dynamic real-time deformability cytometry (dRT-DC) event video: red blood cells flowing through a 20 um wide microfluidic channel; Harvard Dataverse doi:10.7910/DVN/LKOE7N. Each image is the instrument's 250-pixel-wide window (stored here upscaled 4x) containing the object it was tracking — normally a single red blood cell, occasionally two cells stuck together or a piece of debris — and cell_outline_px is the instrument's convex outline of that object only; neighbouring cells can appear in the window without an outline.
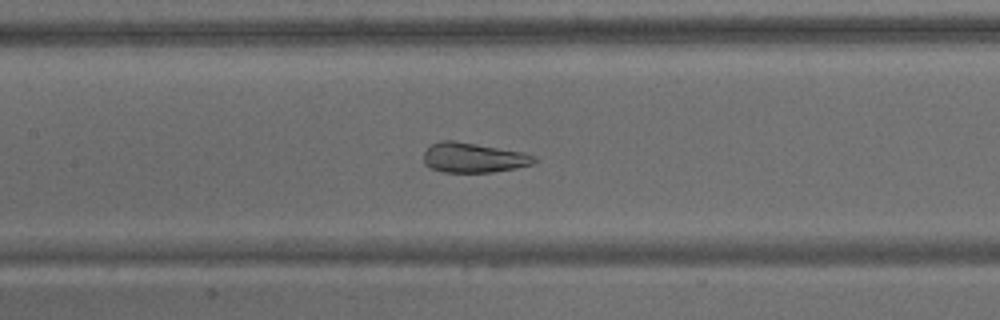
{"species": "common noctule bat (a hibernating species)", "species_latin": "Nyctalus noctula", "temperature_condition": "warm", "stored_images_in_passage": 65, "camera_frame_rate_fps": 3000, "um_per_image_px": 0.085, "animal": {"sex": "male", "body_mass_g": 15.6}, "frame": {"image": 1, "passage_image": 30, "time_ms": 9.667, "image_size_px": [1000, 320], "cell_outline_px": [[540, 160], [536, 164], [516, 168], [492, 172], [444, 172], [432, 168], [424, 164], [424, 152], [432, 144], [440, 140], [452, 140], [524, 152], [536, 156]], "centroid_in_image_um": [40.31, 13.4], "position_along_channel_um": 167.1, "area_um2": 19.36}}
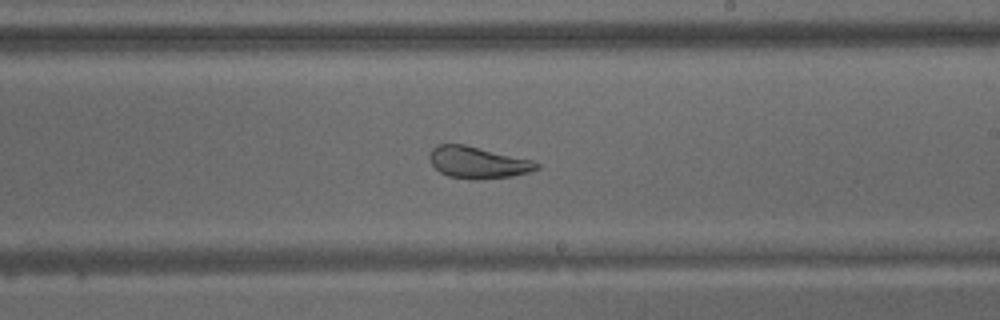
{"frame": {"image": 2, "passage_image": 38, "time_ms": 12.333, "image_size_px": [1000, 320], "cell_outline_px": [[540, 168], [528, 172], [512, 176], [476, 180], [472, 180], [448, 176], [440, 172], [432, 164], [428, 156], [432, 148], [440, 144], [464, 144], [532, 160], [540, 164]], "centroid_in_image_um": [40.6, 13.81], "position_along_channel_um": 248.4, "area_um2": 19.77}}
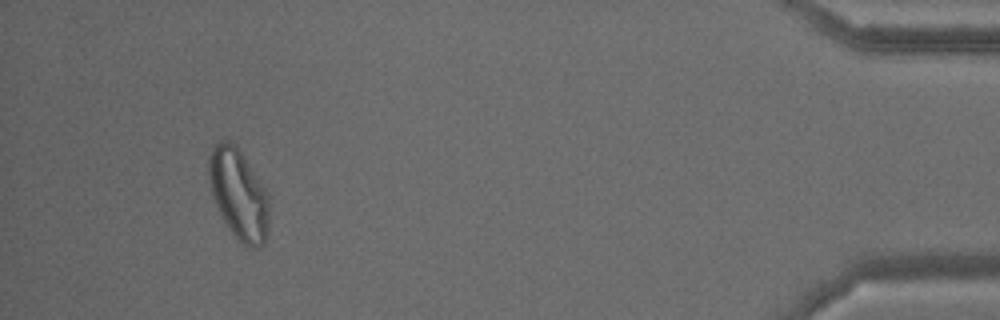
{"frame": {"image": 3, "passage_image": 61, "time_ms": 20.0, "image_size_px": [1000, 320], "cell_outline_px": [[268, 232], [264, 244], [260, 248], [248, 248], [236, 240], [220, 216], [212, 196], [208, 180], [208, 156], [212, 144], [216, 140], [232, 140], [236, 144], [268, 192]], "centroid_in_image_um": [20.25, 16.5], "position_along_channel_um": 414.9, "area_um2": 32.77}, "authors_computed_cell_mechanics": {"area_um2": 26.7614, "velocity_mm_per_s": 3.056, "shape_relaxation_time_tau1_ms": null, "shape_relaxation_time_tau2_ms": 1.0833, "deformation_change_tau1": null, "deformation_change_tau2": 0.0942}}